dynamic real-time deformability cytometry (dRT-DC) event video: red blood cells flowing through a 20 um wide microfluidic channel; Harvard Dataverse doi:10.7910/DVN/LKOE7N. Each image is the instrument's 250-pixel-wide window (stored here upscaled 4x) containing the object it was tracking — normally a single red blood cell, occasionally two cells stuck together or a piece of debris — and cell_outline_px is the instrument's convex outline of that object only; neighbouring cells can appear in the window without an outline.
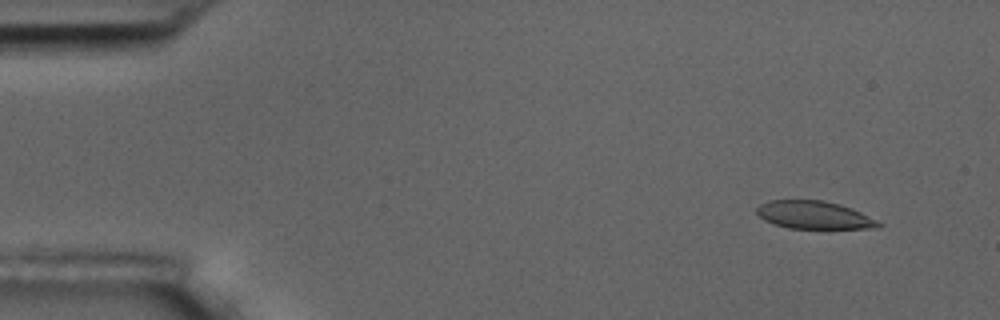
{"species": "common noctule bat (a hibernating species)", "species_latin": "Nyctalus noctula", "temperature_condition": "room temperature", "stored_images_in_passage": 5, "camera_frame_rate_fps": 3000, "um_per_image_px": 0.085, "animal": {"sex": "male", "body_mass_g": 17.5, "forearm_length_mm": 52.3}, "frame": {"image": 1, "passage_image": 2, "time_ms": 1.0, "image_size_px": [1000, 320], "cell_outline_px": [[884, 224], [880, 228], [788, 228], [764, 220], [756, 212], [756, 208], [760, 204], [768, 200], [824, 200], [840, 204], [852, 208]], "centroid_in_image_um": [69.2, 18.27], "position_along_channel_um": 15.8, "area_um2": 19.71}}
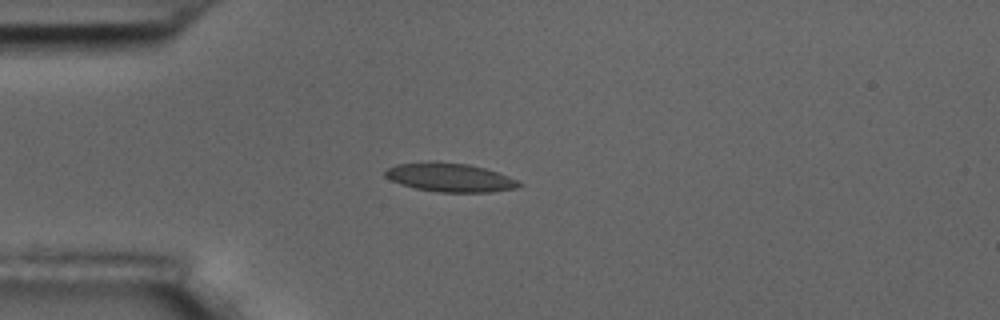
{"frame": {"image": 2, "passage_image": 5, "time_ms": 4.333, "image_size_px": [1000, 320], "cell_outline_px": [[524, 184], [516, 188], [492, 192], [436, 192], [416, 188], [400, 184], [384, 176], [384, 172], [388, 168], [396, 164], [428, 160], [436, 160], [468, 164], [484, 168], [508, 176]], "centroid_in_image_um": [38.21, 15.06], "position_along_channel_um": 46.8, "area_um2": 22.66}}